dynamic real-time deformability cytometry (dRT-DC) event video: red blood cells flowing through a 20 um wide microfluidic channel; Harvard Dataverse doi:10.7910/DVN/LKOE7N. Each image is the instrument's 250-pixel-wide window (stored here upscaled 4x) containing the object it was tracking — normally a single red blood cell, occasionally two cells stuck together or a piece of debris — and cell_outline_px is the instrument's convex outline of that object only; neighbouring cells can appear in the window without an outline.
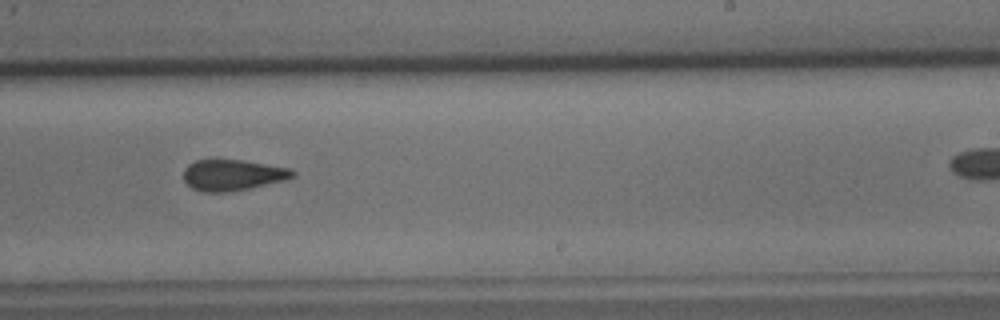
{"species": "common noctule bat (a hibernating species)", "species_latin": "Nyctalus noctula", "temperature_condition": "cold", "stored_images_in_passage": 33, "camera_frame_rate_fps": 3000, "um_per_image_px": 0.085, "animal": {"sex": "male", "body_mass_g": 15.6}, "frame": {"image": 1, "passage_image": 22, "time_ms": 7.0, "image_size_px": [1000, 320], "cell_outline_px": [[296, 176], [288, 180], [228, 192], [200, 192], [192, 188], [184, 180], [184, 168], [188, 164], [196, 160], [212, 156], [244, 160], [292, 168], [296, 172]], "centroid_in_image_um": [19.78, 14.83], "position_along_channel_um": 269.2, "area_um2": 20.63}}
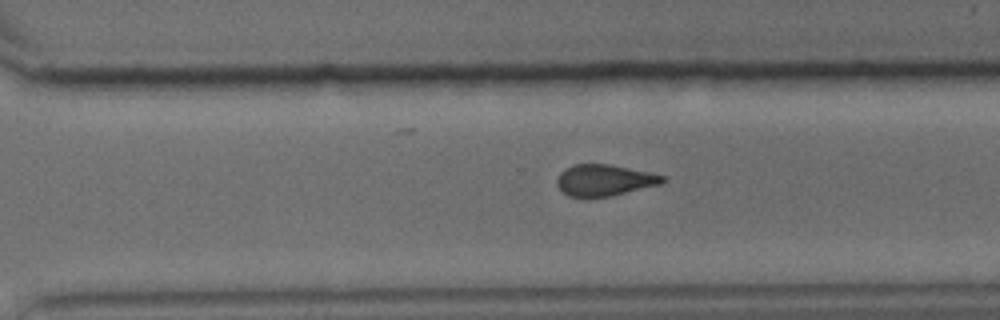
{"frame": {"image": 2, "passage_image": 26, "time_ms": 8.333, "image_size_px": [1000, 320], "cell_outline_px": [[668, 180], [660, 184], [608, 196], [568, 196], [556, 184], [556, 180], [560, 172], [564, 168], [572, 164], [608, 164], [648, 172], [664, 176]], "centroid_in_image_um": [51.34, 15.29], "position_along_channel_um": 319.3, "area_um2": 18.96}}
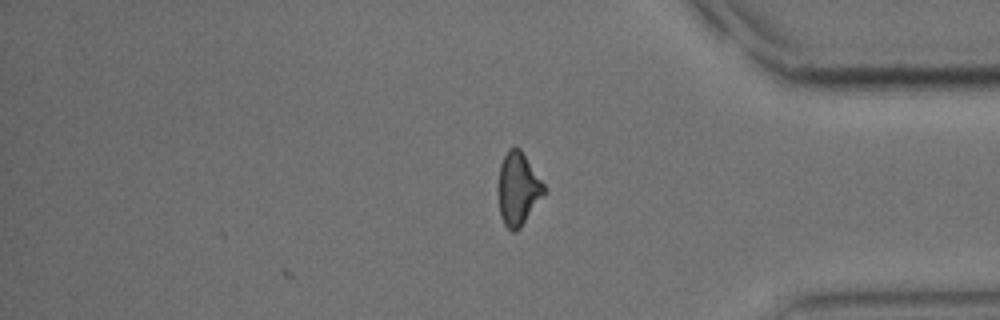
{"frame": {"image": 3, "passage_image": 33, "time_ms": 10.667, "image_size_px": [1000, 320], "cell_outline_px": [[544, 192], [520, 228], [516, 232], [512, 232], [504, 224], [500, 216], [496, 192], [496, 188], [500, 164], [508, 148], [520, 148], [544, 184]], "centroid_in_image_um": [43.96, 16.05], "position_along_channel_um": 391.2, "area_um2": 19.48}, "authors_computed_cell_mechanics": {"area_um2": 20.6346, "velocity_mm_per_s": 3.7696, "shape_relaxation_time_tau1_ms": 7.9735, "shape_relaxation_time_tau2_ms": 2.9763, "deformation_change_tau1": 0.1655, "deformation_change_tau2": 0.1028}}